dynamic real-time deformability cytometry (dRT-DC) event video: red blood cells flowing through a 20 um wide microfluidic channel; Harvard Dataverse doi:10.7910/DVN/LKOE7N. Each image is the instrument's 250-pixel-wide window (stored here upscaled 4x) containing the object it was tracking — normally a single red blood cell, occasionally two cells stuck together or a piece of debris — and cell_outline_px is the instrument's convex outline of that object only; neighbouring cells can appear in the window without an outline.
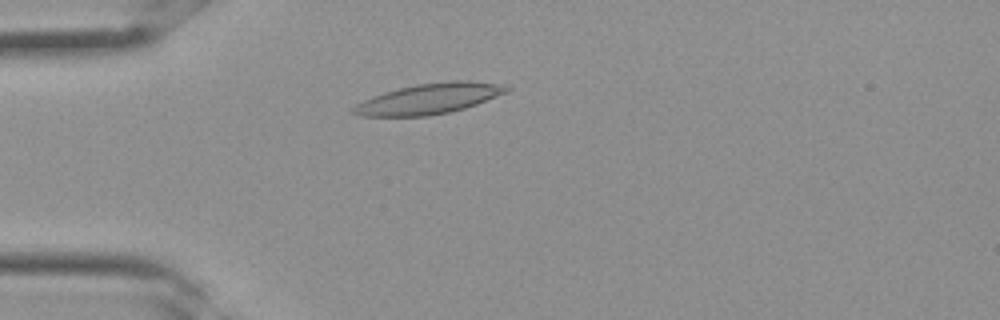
{"species": "Egyptian fruit bat (a non-hibernating species)", "species_latin": "Rousettus aegyptiacus", "temperature_condition": "room temperature", "stored_images_in_passage": 32, "camera_frame_rate_fps": 3000, "um_per_image_px": 0.085, "frame": {"image": 1, "passage_image": 8, "time_ms": 2.333, "image_size_px": [1000, 320], "cell_outline_px": [[512, 88], [508, 92], [476, 104], [464, 108], [448, 112], [428, 116], [356, 116], [352, 112], [352, 108], [356, 104], [372, 96], [384, 92], [416, 84], [452, 80], [468, 80], [504, 84]], "centroid_in_image_um": [36.49, 8.38], "position_along_channel_um": 48.5, "area_um2": 27.28}}
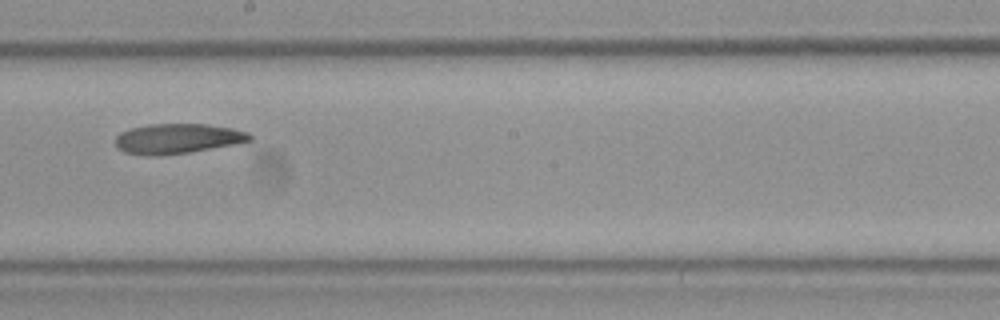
{"frame": {"image": 2, "passage_image": 18, "time_ms": 5.667, "image_size_px": [1000, 320], "cell_outline_px": [[252, 140], [232, 144], [188, 152], [160, 156], [144, 156], [124, 152], [116, 148], [116, 136], [120, 132], [128, 128], [148, 124], [208, 124], [232, 128], [248, 132], [252, 136]], "centroid_in_image_um": [15.02, 11.78], "position_along_channel_um": 233.2, "area_um2": 23.58}}
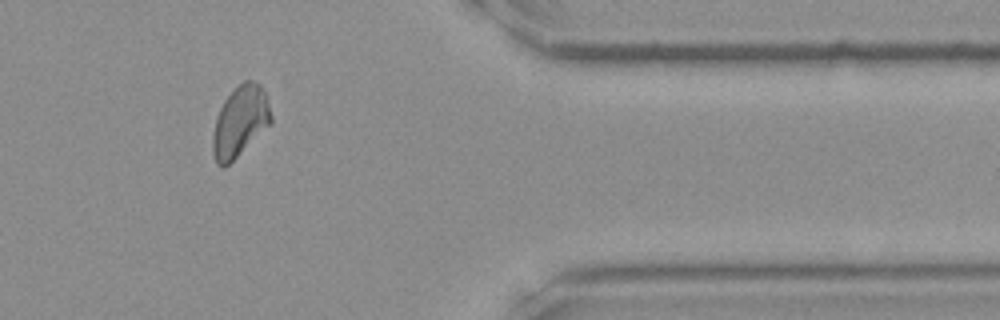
{"frame": {"image": 3, "passage_image": 27, "time_ms": 8.667, "image_size_px": [1000, 320], "cell_outline_px": [[272, 124], [224, 168], [220, 168], [216, 164], [212, 152], [212, 136], [216, 116], [224, 100], [244, 80], [252, 80], [260, 84], [264, 92], [272, 116]], "centroid_in_image_um": [20.39, 10.36], "position_along_channel_um": 391.0, "area_um2": 24.04}}